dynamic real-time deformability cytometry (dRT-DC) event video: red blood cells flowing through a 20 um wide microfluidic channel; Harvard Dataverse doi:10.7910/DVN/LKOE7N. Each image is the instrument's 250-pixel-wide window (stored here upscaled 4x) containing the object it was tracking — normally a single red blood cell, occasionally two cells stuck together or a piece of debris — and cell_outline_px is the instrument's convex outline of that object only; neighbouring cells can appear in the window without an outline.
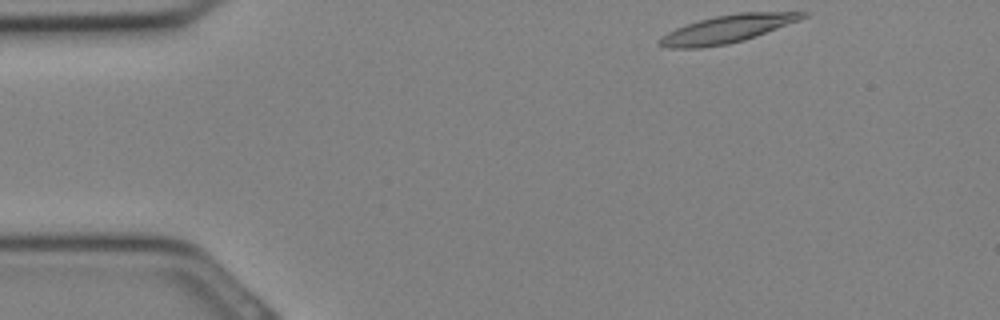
{"species": "Egyptian fruit bat (a non-hibernating species)", "species_latin": "Rousettus aegyptiacus", "temperature_condition": "cold", "stored_images_in_passage": 10, "camera_frame_rate_fps": 3000, "um_per_image_px": 0.085, "animal": {"sex": "female"}, "frame": {"image": 1, "passage_image": 1, "time_ms": 0.0, "image_size_px": [1000, 320], "cell_outline_px": [[812, 12], [808, 16], [800, 20], [756, 36], [744, 40], [728, 44], [700, 48], [668, 48], [656, 44], [656, 40], [660, 36], [676, 28], [700, 20], [716, 16], [740, 12]], "centroid_in_image_um": [61.8, 2.47], "position_along_channel_um": 23.2, "area_um2": 23.18}}
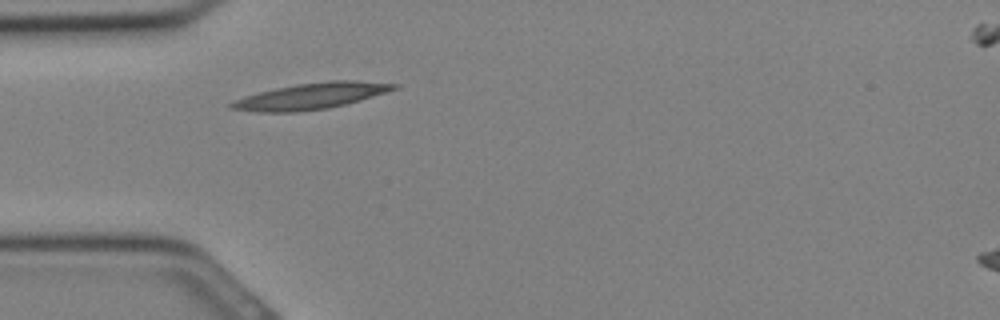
{"frame": {"image": 2, "passage_image": 6, "time_ms": 1.667, "image_size_px": [1000, 320], "cell_outline_px": [[400, 88], [360, 100], [328, 108], [296, 112], [256, 112], [228, 108], [228, 104], [232, 100], [244, 96], [276, 88], [296, 84], [328, 80], [356, 80], [400, 84]], "centroid_in_image_um": [26.43, 8.16], "position_along_channel_um": 58.6, "area_um2": 24.91}}
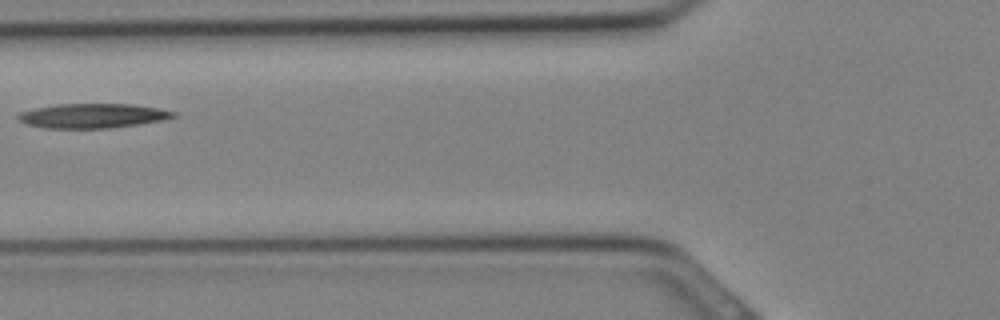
{"frame": {"image": 3, "passage_image": 9, "time_ms": 2.667, "image_size_px": [1000, 320], "cell_outline_px": [[176, 116], [164, 120], [140, 124], [108, 128], [44, 128], [28, 124], [16, 120], [16, 116], [20, 112], [36, 108], [56, 104], [132, 104], [160, 108], [176, 112]], "centroid_in_image_um": [7.88, 9.84], "position_along_channel_um": 117.9, "area_um2": 22.25}}